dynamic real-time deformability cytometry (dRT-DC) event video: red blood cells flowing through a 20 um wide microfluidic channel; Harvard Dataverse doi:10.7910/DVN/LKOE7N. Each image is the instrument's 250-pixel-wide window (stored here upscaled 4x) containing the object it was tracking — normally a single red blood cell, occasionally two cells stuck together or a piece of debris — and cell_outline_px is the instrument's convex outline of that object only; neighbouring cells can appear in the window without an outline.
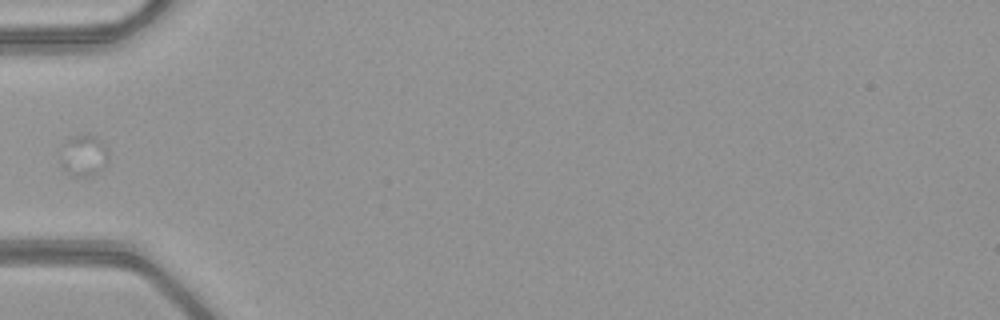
{"species": "common noctule bat (a hibernating species)", "species_latin": "Nyctalus noctula", "temperature_condition": "warm", "stored_images_in_passage": 4, "camera_frame_rate_fps": 3000, "um_per_image_px": 0.085, "animal": {"sex": "female", "body_mass_g": 21.9}, "frame": {"image": 1, "passage_image": 1, "time_ms": 0.0, "image_size_px": [1000, 320], "cell_outline_px": [[108, 160], [92, 176], [72, 176], [64, 168], [60, 160], [64, 144], [72, 136], [88, 132], [100, 140], [104, 144], [108, 152]], "centroid_in_image_um": [7.12, 13.18], "position_along_channel_um": 77.9, "area_um2": 11.39}}